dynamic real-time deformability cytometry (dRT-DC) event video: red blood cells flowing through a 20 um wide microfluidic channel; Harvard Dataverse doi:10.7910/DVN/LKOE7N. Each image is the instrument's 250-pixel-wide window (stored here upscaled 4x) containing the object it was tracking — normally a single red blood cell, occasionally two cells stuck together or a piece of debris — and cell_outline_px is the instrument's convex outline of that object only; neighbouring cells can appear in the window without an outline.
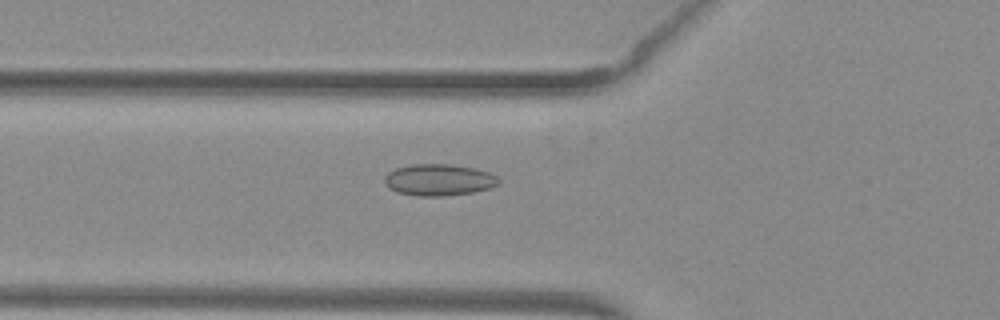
{"species": "common noctule bat (a hibernating species)", "species_latin": "Nyctalus noctula", "temperature_condition": "warm", "stored_images_in_passage": 43, "camera_frame_rate_fps": 3000, "um_per_image_px": 0.085, "animal": {"sex": "female", "body_mass_g": 29.2, "forearm_length_mm": 56.3}, "frame": {"image": 1, "passage_image": 10, "time_ms": 3.0, "image_size_px": [1000, 320], "cell_outline_px": [[500, 184], [488, 188], [472, 192], [444, 196], [416, 196], [396, 192], [388, 188], [384, 184], [384, 176], [388, 172], [396, 168], [412, 164], [452, 164], [472, 168], [488, 172], [496, 176], [500, 180]], "centroid_in_image_um": [37.26, 15.29], "position_along_channel_um": 88.5, "area_um2": 21.1}}
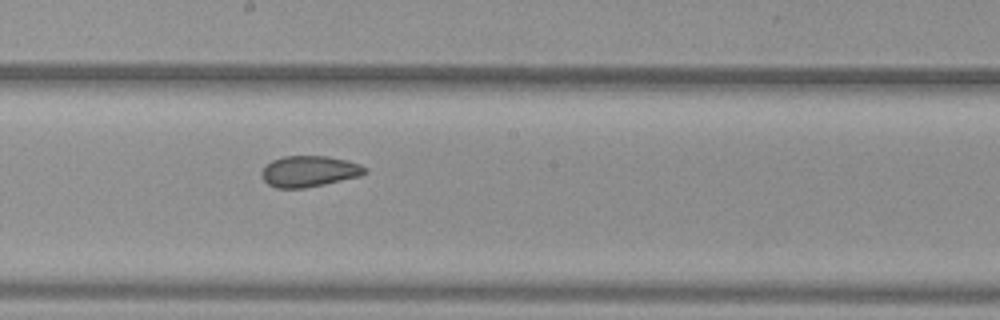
{"frame": {"image": 2, "passage_image": 20, "time_ms": 6.333, "image_size_px": [1000, 320], "cell_outline_px": [[368, 172], [360, 176], [324, 184], [304, 188], [276, 188], [268, 184], [260, 176], [260, 172], [272, 160], [284, 156], [328, 156], [348, 160], [360, 164], [368, 168]], "centroid_in_image_um": [26.3, 14.56], "position_along_channel_um": 221.9, "area_um2": 18.79}}
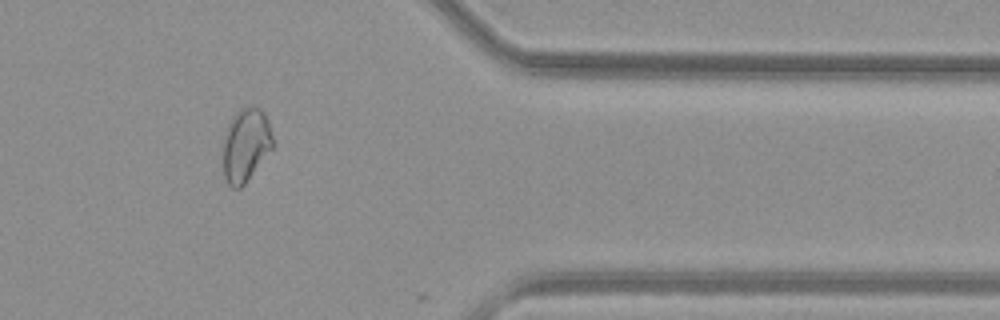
{"frame": {"image": 3, "passage_image": 34, "time_ms": 11.0, "image_size_px": [1000, 320], "cell_outline_px": [[272, 148], [244, 184], [240, 188], [232, 188], [228, 184], [224, 176], [224, 140], [228, 124], [232, 116], [240, 108], [260, 108], [264, 112], [268, 120], [272, 136]], "centroid_in_image_um": [20.88, 12.32], "position_along_channel_um": 390.5, "area_um2": 20.81}}